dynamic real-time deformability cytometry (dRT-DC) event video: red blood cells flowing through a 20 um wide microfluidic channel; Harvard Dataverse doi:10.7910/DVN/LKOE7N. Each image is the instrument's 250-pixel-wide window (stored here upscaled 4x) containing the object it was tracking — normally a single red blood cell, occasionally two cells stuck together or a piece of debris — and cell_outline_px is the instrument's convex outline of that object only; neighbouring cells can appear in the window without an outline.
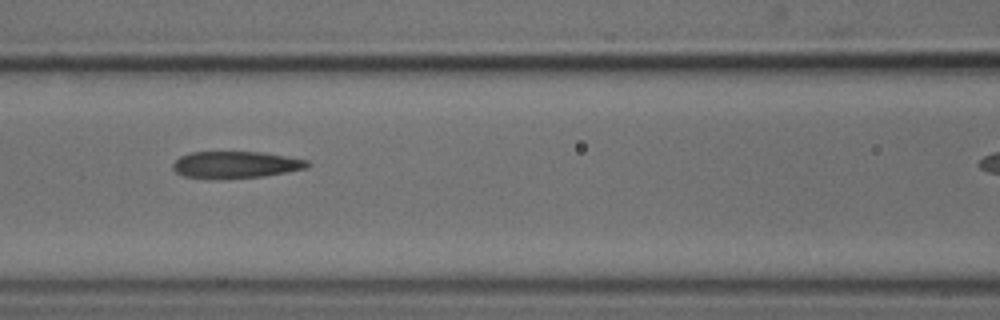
{"species": "common noctule bat (a hibernating species)", "species_latin": "Nyctalus noctula", "temperature_condition": "cold", "stored_images_in_passage": 4, "camera_frame_rate_fps": 3000, "um_per_image_px": 0.085, "animal": {"sex": "male", "body_mass_g": 18.8}, "frame": {"image": 1, "passage_image": 3, "time_ms": 2.333, "image_size_px": [1000, 320], "cell_outline_px": [[312, 164], [308, 168], [288, 172], [264, 176], [224, 180], [184, 176], [176, 172], [172, 168], [172, 164], [180, 156], [192, 152], [260, 152], [308, 160]], "centroid_in_image_um": [20.04, 14.02], "position_along_channel_um": 146.6, "area_um2": 21.33}}